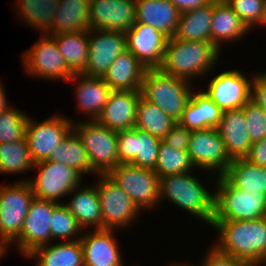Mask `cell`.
<instances>
[{"label": "cell", "mask_w": 266, "mask_h": 266, "mask_svg": "<svg viewBox=\"0 0 266 266\" xmlns=\"http://www.w3.org/2000/svg\"><path fill=\"white\" fill-rule=\"evenodd\" d=\"M7 249L8 247L0 240V258H2L5 253H7Z\"/></svg>", "instance_id": "cell-49"}, {"label": "cell", "mask_w": 266, "mask_h": 266, "mask_svg": "<svg viewBox=\"0 0 266 266\" xmlns=\"http://www.w3.org/2000/svg\"><path fill=\"white\" fill-rule=\"evenodd\" d=\"M119 163L155 169L162 139L147 131L133 128L117 132Z\"/></svg>", "instance_id": "cell-17"}, {"label": "cell", "mask_w": 266, "mask_h": 266, "mask_svg": "<svg viewBox=\"0 0 266 266\" xmlns=\"http://www.w3.org/2000/svg\"><path fill=\"white\" fill-rule=\"evenodd\" d=\"M170 266H171V265H170ZM172 266H173V265H172ZM174 266H189V265H186V264L183 262V263H181V264H180V263H179V264H178V263H177V264L175 263Z\"/></svg>", "instance_id": "cell-52"}, {"label": "cell", "mask_w": 266, "mask_h": 266, "mask_svg": "<svg viewBox=\"0 0 266 266\" xmlns=\"http://www.w3.org/2000/svg\"><path fill=\"white\" fill-rule=\"evenodd\" d=\"M29 116L11 106L0 114V143L21 141L25 138V128Z\"/></svg>", "instance_id": "cell-40"}, {"label": "cell", "mask_w": 266, "mask_h": 266, "mask_svg": "<svg viewBox=\"0 0 266 266\" xmlns=\"http://www.w3.org/2000/svg\"><path fill=\"white\" fill-rule=\"evenodd\" d=\"M251 101L266 112V84L256 75L253 77L251 85Z\"/></svg>", "instance_id": "cell-46"}, {"label": "cell", "mask_w": 266, "mask_h": 266, "mask_svg": "<svg viewBox=\"0 0 266 266\" xmlns=\"http://www.w3.org/2000/svg\"><path fill=\"white\" fill-rule=\"evenodd\" d=\"M60 204L34 198L23 222L19 237L13 242L23 256L27 257L36 248L51 242L50 222L53 210Z\"/></svg>", "instance_id": "cell-14"}, {"label": "cell", "mask_w": 266, "mask_h": 266, "mask_svg": "<svg viewBox=\"0 0 266 266\" xmlns=\"http://www.w3.org/2000/svg\"><path fill=\"white\" fill-rule=\"evenodd\" d=\"M145 66L128 50L120 54L103 76L113 91H140Z\"/></svg>", "instance_id": "cell-23"}, {"label": "cell", "mask_w": 266, "mask_h": 266, "mask_svg": "<svg viewBox=\"0 0 266 266\" xmlns=\"http://www.w3.org/2000/svg\"><path fill=\"white\" fill-rule=\"evenodd\" d=\"M86 149L92 170L97 174H108L119 163L117 132L101 125L97 120L73 122Z\"/></svg>", "instance_id": "cell-6"}, {"label": "cell", "mask_w": 266, "mask_h": 266, "mask_svg": "<svg viewBox=\"0 0 266 266\" xmlns=\"http://www.w3.org/2000/svg\"><path fill=\"white\" fill-rule=\"evenodd\" d=\"M6 98V93L4 91L3 85H1L0 82V114L11 108L9 104H7L8 101Z\"/></svg>", "instance_id": "cell-48"}, {"label": "cell", "mask_w": 266, "mask_h": 266, "mask_svg": "<svg viewBox=\"0 0 266 266\" xmlns=\"http://www.w3.org/2000/svg\"><path fill=\"white\" fill-rule=\"evenodd\" d=\"M256 76L266 84V70L263 73L257 72Z\"/></svg>", "instance_id": "cell-50"}, {"label": "cell", "mask_w": 266, "mask_h": 266, "mask_svg": "<svg viewBox=\"0 0 266 266\" xmlns=\"http://www.w3.org/2000/svg\"><path fill=\"white\" fill-rule=\"evenodd\" d=\"M266 266V255L264 256V258H263V261L260 263V265L259 266Z\"/></svg>", "instance_id": "cell-51"}, {"label": "cell", "mask_w": 266, "mask_h": 266, "mask_svg": "<svg viewBox=\"0 0 266 266\" xmlns=\"http://www.w3.org/2000/svg\"><path fill=\"white\" fill-rule=\"evenodd\" d=\"M41 37L23 53L25 71L33 77L64 80L66 83L73 73L59 52L56 40L47 34Z\"/></svg>", "instance_id": "cell-11"}, {"label": "cell", "mask_w": 266, "mask_h": 266, "mask_svg": "<svg viewBox=\"0 0 266 266\" xmlns=\"http://www.w3.org/2000/svg\"><path fill=\"white\" fill-rule=\"evenodd\" d=\"M209 249L200 266H250L239 258L218 251L213 245Z\"/></svg>", "instance_id": "cell-44"}, {"label": "cell", "mask_w": 266, "mask_h": 266, "mask_svg": "<svg viewBox=\"0 0 266 266\" xmlns=\"http://www.w3.org/2000/svg\"><path fill=\"white\" fill-rule=\"evenodd\" d=\"M141 210L155 209L160 201L159 177L151 169L120 163L107 174Z\"/></svg>", "instance_id": "cell-8"}, {"label": "cell", "mask_w": 266, "mask_h": 266, "mask_svg": "<svg viewBox=\"0 0 266 266\" xmlns=\"http://www.w3.org/2000/svg\"><path fill=\"white\" fill-rule=\"evenodd\" d=\"M140 96V91H112L97 121L115 132L133 129Z\"/></svg>", "instance_id": "cell-21"}, {"label": "cell", "mask_w": 266, "mask_h": 266, "mask_svg": "<svg viewBox=\"0 0 266 266\" xmlns=\"http://www.w3.org/2000/svg\"><path fill=\"white\" fill-rule=\"evenodd\" d=\"M71 201L65 204L71 214L76 218L79 226L85 229L87 226L93 229H102V216L98 197L97 184L90 187L80 185L75 187L69 195Z\"/></svg>", "instance_id": "cell-28"}, {"label": "cell", "mask_w": 266, "mask_h": 266, "mask_svg": "<svg viewBox=\"0 0 266 266\" xmlns=\"http://www.w3.org/2000/svg\"><path fill=\"white\" fill-rule=\"evenodd\" d=\"M244 115L252 143L266 138V112L250 100L244 106Z\"/></svg>", "instance_id": "cell-42"}, {"label": "cell", "mask_w": 266, "mask_h": 266, "mask_svg": "<svg viewBox=\"0 0 266 266\" xmlns=\"http://www.w3.org/2000/svg\"><path fill=\"white\" fill-rule=\"evenodd\" d=\"M217 130L231 160L247 156L253 143L245 121L244 106L223 111Z\"/></svg>", "instance_id": "cell-22"}, {"label": "cell", "mask_w": 266, "mask_h": 266, "mask_svg": "<svg viewBox=\"0 0 266 266\" xmlns=\"http://www.w3.org/2000/svg\"><path fill=\"white\" fill-rule=\"evenodd\" d=\"M36 248L27 257L37 260L36 266H84L80 239Z\"/></svg>", "instance_id": "cell-30"}, {"label": "cell", "mask_w": 266, "mask_h": 266, "mask_svg": "<svg viewBox=\"0 0 266 266\" xmlns=\"http://www.w3.org/2000/svg\"><path fill=\"white\" fill-rule=\"evenodd\" d=\"M222 176L236 188L266 195V167L245 158L234 159Z\"/></svg>", "instance_id": "cell-32"}, {"label": "cell", "mask_w": 266, "mask_h": 266, "mask_svg": "<svg viewBox=\"0 0 266 266\" xmlns=\"http://www.w3.org/2000/svg\"><path fill=\"white\" fill-rule=\"evenodd\" d=\"M57 43L68 69L73 74H82L88 61V30L52 36Z\"/></svg>", "instance_id": "cell-33"}, {"label": "cell", "mask_w": 266, "mask_h": 266, "mask_svg": "<svg viewBox=\"0 0 266 266\" xmlns=\"http://www.w3.org/2000/svg\"><path fill=\"white\" fill-rule=\"evenodd\" d=\"M73 129V122L67 116H52L42 122H35L29 116L25 138L34 163L47 160L56 146Z\"/></svg>", "instance_id": "cell-12"}, {"label": "cell", "mask_w": 266, "mask_h": 266, "mask_svg": "<svg viewBox=\"0 0 266 266\" xmlns=\"http://www.w3.org/2000/svg\"><path fill=\"white\" fill-rule=\"evenodd\" d=\"M135 0H90L91 29L126 33L137 21Z\"/></svg>", "instance_id": "cell-19"}, {"label": "cell", "mask_w": 266, "mask_h": 266, "mask_svg": "<svg viewBox=\"0 0 266 266\" xmlns=\"http://www.w3.org/2000/svg\"><path fill=\"white\" fill-rule=\"evenodd\" d=\"M188 154L197 170H211L217 176H222L232 161L217 128L191 131Z\"/></svg>", "instance_id": "cell-13"}, {"label": "cell", "mask_w": 266, "mask_h": 266, "mask_svg": "<svg viewBox=\"0 0 266 266\" xmlns=\"http://www.w3.org/2000/svg\"><path fill=\"white\" fill-rule=\"evenodd\" d=\"M226 2L249 30L256 25L266 27V0H227Z\"/></svg>", "instance_id": "cell-41"}, {"label": "cell", "mask_w": 266, "mask_h": 266, "mask_svg": "<svg viewBox=\"0 0 266 266\" xmlns=\"http://www.w3.org/2000/svg\"><path fill=\"white\" fill-rule=\"evenodd\" d=\"M88 43V61L82 74L103 78L113 61L126 50V35L121 32L90 28Z\"/></svg>", "instance_id": "cell-16"}, {"label": "cell", "mask_w": 266, "mask_h": 266, "mask_svg": "<svg viewBox=\"0 0 266 266\" xmlns=\"http://www.w3.org/2000/svg\"><path fill=\"white\" fill-rule=\"evenodd\" d=\"M190 134V130L176 122L162 139V142L172 148L188 151Z\"/></svg>", "instance_id": "cell-43"}, {"label": "cell", "mask_w": 266, "mask_h": 266, "mask_svg": "<svg viewBox=\"0 0 266 266\" xmlns=\"http://www.w3.org/2000/svg\"><path fill=\"white\" fill-rule=\"evenodd\" d=\"M34 198L28 181L0 185V240L7 247L19 237Z\"/></svg>", "instance_id": "cell-7"}, {"label": "cell", "mask_w": 266, "mask_h": 266, "mask_svg": "<svg viewBox=\"0 0 266 266\" xmlns=\"http://www.w3.org/2000/svg\"><path fill=\"white\" fill-rule=\"evenodd\" d=\"M69 81L78 82L76 96L79 107L77 109L89 115L90 119L88 120H97L113 90L105 83L102 77L73 74L68 80V83Z\"/></svg>", "instance_id": "cell-24"}, {"label": "cell", "mask_w": 266, "mask_h": 266, "mask_svg": "<svg viewBox=\"0 0 266 266\" xmlns=\"http://www.w3.org/2000/svg\"><path fill=\"white\" fill-rule=\"evenodd\" d=\"M181 13L203 7L210 3L209 0H169Z\"/></svg>", "instance_id": "cell-47"}, {"label": "cell", "mask_w": 266, "mask_h": 266, "mask_svg": "<svg viewBox=\"0 0 266 266\" xmlns=\"http://www.w3.org/2000/svg\"><path fill=\"white\" fill-rule=\"evenodd\" d=\"M245 159L250 163L266 167V138L254 142Z\"/></svg>", "instance_id": "cell-45"}, {"label": "cell", "mask_w": 266, "mask_h": 266, "mask_svg": "<svg viewBox=\"0 0 266 266\" xmlns=\"http://www.w3.org/2000/svg\"><path fill=\"white\" fill-rule=\"evenodd\" d=\"M220 51L212 42L186 41L171 37L167 41L160 70L177 78L191 79L205 76L218 62Z\"/></svg>", "instance_id": "cell-2"}, {"label": "cell", "mask_w": 266, "mask_h": 266, "mask_svg": "<svg viewBox=\"0 0 266 266\" xmlns=\"http://www.w3.org/2000/svg\"><path fill=\"white\" fill-rule=\"evenodd\" d=\"M191 83L167 75L160 69H147L141 84V96L158 106L178 122L191 98Z\"/></svg>", "instance_id": "cell-4"}, {"label": "cell", "mask_w": 266, "mask_h": 266, "mask_svg": "<svg viewBox=\"0 0 266 266\" xmlns=\"http://www.w3.org/2000/svg\"><path fill=\"white\" fill-rule=\"evenodd\" d=\"M199 181L191 172L159 178L160 202L168 200L212 226L215 194Z\"/></svg>", "instance_id": "cell-3"}, {"label": "cell", "mask_w": 266, "mask_h": 266, "mask_svg": "<svg viewBox=\"0 0 266 266\" xmlns=\"http://www.w3.org/2000/svg\"><path fill=\"white\" fill-rule=\"evenodd\" d=\"M16 3L17 12L23 17L25 24L44 34L51 30L59 0H18Z\"/></svg>", "instance_id": "cell-36"}, {"label": "cell", "mask_w": 266, "mask_h": 266, "mask_svg": "<svg viewBox=\"0 0 266 266\" xmlns=\"http://www.w3.org/2000/svg\"><path fill=\"white\" fill-rule=\"evenodd\" d=\"M175 123L176 121L158 106L140 96L134 128L147 131L153 136L163 139Z\"/></svg>", "instance_id": "cell-35"}, {"label": "cell", "mask_w": 266, "mask_h": 266, "mask_svg": "<svg viewBox=\"0 0 266 266\" xmlns=\"http://www.w3.org/2000/svg\"><path fill=\"white\" fill-rule=\"evenodd\" d=\"M250 30L227 2H213L211 42L220 50L223 42L242 38Z\"/></svg>", "instance_id": "cell-29"}, {"label": "cell", "mask_w": 266, "mask_h": 266, "mask_svg": "<svg viewBox=\"0 0 266 266\" xmlns=\"http://www.w3.org/2000/svg\"><path fill=\"white\" fill-rule=\"evenodd\" d=\"M34 169H39L33 179H25L32 187L34 197L58 202L81 184L82 174L75 168L62 163L48 160L34 163Z\"/></svg>", "instance_id": "cell-9"}, {"label": "cell", "mask_w": 266, "mask_h": 266, "mask_svg": "<svg viewBox=\"0 0 266 266\" xmlns=\"http://www.w3.org/2000/svg\"><path fill=\"white\" fill-rule=\"evenodd\" d=\"M216 178L213 220L249 221L266 216L265 194L236 188L223 176Z\"/></svg>", "instance_id": "cell-5"}, {"label": "cell", "mask_w": 266, "mask_h": 266, "mask_svg": "<svg viewBox=\"0 0 266 266\" xmlns=\"http://www.w3.org/2000/svg\"><path fill=\"white\" fill-rule=\"evenodd\" d=\"M113 232V229H94L80 236L84 266H124Z\"/></svg>", "instance_id": "cell-20"}, {"label": "cell", "mask_w": 266, "mask_h": 266, "mask_svg": "<svg viewBox=\"0 0 266 266\" xmlns=\"http://www.w3.org/2000/svg\"><path fill=\"white\" fill-rule=\"evenodd\" d=\"M97 191L102 216V229L118 230L134 223L140 210L131 198L107 175L98 174Z\"/></svg>", "instance_id": "cell-10"}, {"label": "cell", "mask_w": 266, "mask_h": 266, "mask_svg": "<svg viewBox=\"0 0 266 266\" xmlns=\"http://www.w3.org/2000/svg\"><path fill=\"white\" fill-rule=\"evenodd\" d=\"M210 2H226L227 0H209Z\"/></svg>", "instance_id": "cell-53"}, {"label": "cell", "mask_w": 266, "mask_h": 266, "mask_svg": "<svg viewBox=\"0 0 266 266\" xmlns=\"http://www.w3.org/2000/svg\"><path fill=\"white\" fill-rule=\"evenodd\" d=\"M50 230L51 240L60 238L63 240L67 238L64 241H70V239L73 241L77 240V236L78 239H80L78 233L82 232L81 230L83 229L79 226L76 218L71 214L68 207L64 203H60L52 212Z\"/></svg>", "instance_id": "cell-39"}, {"label": "cell", "mask_w": 266, "mask_h": 266, "mask_svg": "<svg viewBox=\"0 0 266 266\" xmlns=\"http://www.w3.org/2000/svg\"><path fill=\"white\" fill-rule=\"evenodd\" d=\"M26 138L0 143V173L18 174L34 170Z\"/></svg>", "instance_id": "cell-37"}, {"label": "cell", "mask_w": 266, "mask_h": 266, "mask_svg": "<svg viewBox=\"0 0 266 266\" xmlns=\"http://www.w3.org/2000/svg\"><path fill=\"white\" fill-rule=\"evenodd\" d=\"M212 19L213 2L182 12L174 37L178 40L211 42Z\"/></svg>", "instance_id": "cell-31"}, {"label": "cell", "mask_w": 266, "mask_h": 266, "mask_svg": "<svg viewBox=\"0 0 266 266\" xmlns=\"http://www.w3.org/2000/svg\"><path fill=\"white\" fill-rule=\"evenodd\" d=\"M220 252L239 258L250 266H259L266 255V216L256 220H213Z\"/></svg>", "instance_id": "cell-1"}, {"label": "cell", "mask_w": 266, "mask_h": 266, "mask_svg": "<svg viewBox=\"0 0 266 266\" xmlns=\"http://www.w3.org/2000/svg\"><path fill=\"white\" fill-rule=\"evenodd\" d=\"M126 50L130 51L146 69H159L169 37L160 30L136 22L126 33Z\"/></svg>", "instance_id": "cell-18"}, {"label": "cell", "mask_w": 266, "mask_h": 266, "mask_svg": "<svg viewBox=\"0 0 266 266\" xmlns=\"http://www.w3.org/2000/svg\"><path fill=\"white\" fill-rule=\"evenodd\" d=\"M195 166L190 160L188 151L172 148L162 141L158 150V160L154 172L159 178L191 172Z\"/></svg>", "instance_id": "cell-38"}, {"label": "cell", "mask_w": 266, "mask_h": 266, "mask_svg": "<svg viewBox=\"0 0 266 266\" xmlns=\"http://www.w3.org/2000/svg\"><path fill=\"white\" fill-rule=\"evenodd\" d=\"M247 79L240 70H226L215 75L203 92L222 110L242 108L251 100L253 77Z\"/></svg>", "instance_id": "cell-15"}, {"label": "cell", "mask_w": 266, "mask_h": 266, "mask_svg": "<svg viewBox=\"0 0 266 266\" xmlns=\"http://www.w3.org/2000/svg\"><path fill=\"white\" fill-rule=\"evenodd\" d=\"M90 0H59L49 36L89 30ZM52 33V34H51Z\"/></svg>", "instance_id": "cell-27"}, {"label": "cell", "mask_w": 266, "mask_h": 266, "mask_svg": "<svg viewBox=\"0 0 266 266\" xmlns=\"http://www.w3.org/2000/svg\"><path fill=\"white\" fill-rule=\"evenodd\" d=\"M222 112L202 90L193 91L178 122L190 131L217 128Z\"/></svg>", "instance_id": "cell-26"}, {"label": "cell", "mask_w": 266, "mask_h": 266, "mask_svg": "<svg viewBox=\"0 0 266 266\" xmlns=\"http://www.w3.org/2000/svg\"><path fill=\"white\" fill-rule=\"evenodd\" d=\"M47 160L72 166L83 176L88 173H91V175L92 173L96 174L91 168L86 149L83 147L81 139L73 129L56 146V149H54V152L50 154Z\"/></svg>", "instance_id": "cell-34"}, {"label": "cell", "mask_w": 266, "mask_h": 266, "mask_svg": "<svg viewBox=\"0 0 266 266\" xmlns=\"http://www.w3.org/2000/svg\"><path fill=\"white\" fill-rule=\"evenodd\" d=\"M137 21L174 37L181 12L169 0H135Z\"/></svg>", "instance_id": "cell-25"}]
</instances>
